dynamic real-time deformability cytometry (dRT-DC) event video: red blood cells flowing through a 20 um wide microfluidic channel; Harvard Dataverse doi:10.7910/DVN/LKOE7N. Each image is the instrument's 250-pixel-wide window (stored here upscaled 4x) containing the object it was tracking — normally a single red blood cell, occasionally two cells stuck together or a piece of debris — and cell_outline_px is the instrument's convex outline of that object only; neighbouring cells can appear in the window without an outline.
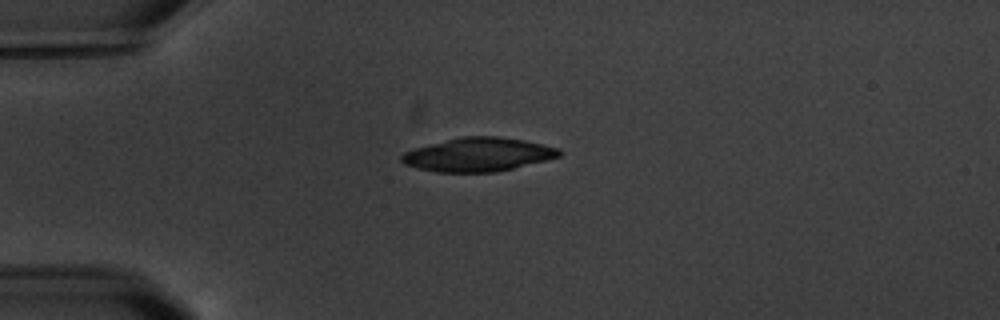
{"species": "common noctule bat (a hibernating species)", "species_latin": "Nyctalus noctula", "temperature_condition": "warm", "stored_images_in_passage": 7, "camera_frame_rate_fps": 3000, "um_per_image_px": 0.085, "animal": {"sex": "male", "body_mass_g": 20.1, "forearm_length_mm": 53.5}, "frame": {"image": 1, "passage_image": 1, "time_ms": 0.0, "image_size_px": [1000, 320], "cell_outline_px": [[564, 152], [560, 156], [548, 160], [496, 172], [436, 172], [404, 164], [400, 160], [400, 156], [404, 152], [416, 148], [464, 136], [500, 136], [524, 140], [560, 148]], "centroid_in_image_um": [40.71, 13.14], "position_along_channel_um": 44.3, "area_um2": 30.81}}